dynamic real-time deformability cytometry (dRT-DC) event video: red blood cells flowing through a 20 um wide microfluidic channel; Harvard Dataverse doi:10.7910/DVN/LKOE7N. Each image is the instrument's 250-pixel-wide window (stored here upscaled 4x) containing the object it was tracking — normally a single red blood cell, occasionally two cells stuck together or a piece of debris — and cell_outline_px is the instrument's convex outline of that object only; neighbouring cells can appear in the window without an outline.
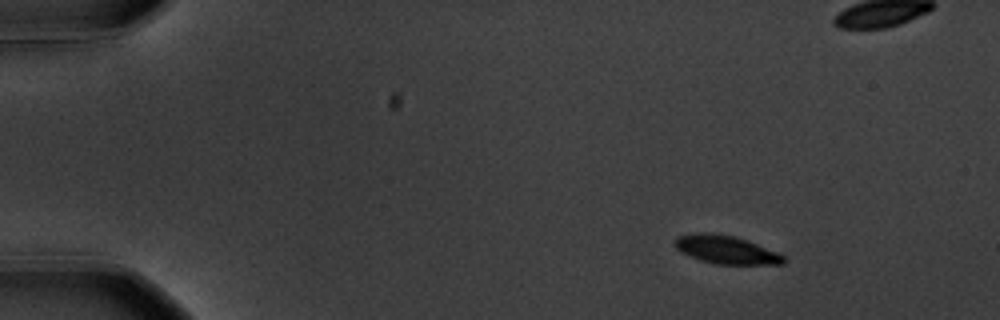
{"species": "common noctule bat (a hibernating species)", "species_latin": "Nyctalus noctula", "temperature_condition": "warm", "stored_images_in_passage": 52, "camera_frame_rate_fps": 3000, "um_per_image_px": 0.085, "animal": {"sex": "male", "body_mass_g": 20.1, "forearm_length_mm": 53.5}, "frame": {"image": 1, "passage_image": 1, "time_ms": 0.0, "image_size_px": [1000, 320], "cell_outline_px": [[784, 264], [716, 264], [700, 260], [680, 252], [676, 248], [676, 236], [696, 232], [704, 232], [732, 236], [748, 240], [776, 252], [784, 256]], "centroid_in_image_um": [61.68, 21.22], "position_along_channel_um": 23.3, "area_um2": 17.69}}
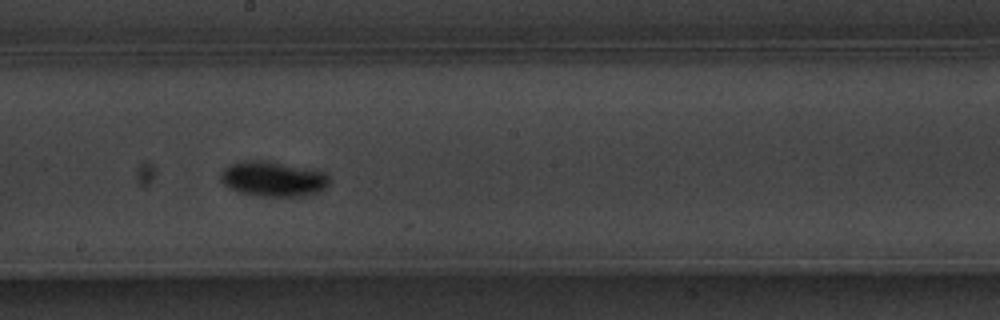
{"frame": {"image": 2, "passage_image": 26, "time_ms": 8.333, "image_size_px": [1000, 320], "cell_outline_px": [[328, 184], [324, 188], [312, 192], [296, 196], [260, 196], [240, 192], [224, 184], [220, 180], [220, 176], [224, 168], [228, 164], [248, 160], [268, 160], [320, 172], [328, 176]], "centroid_in_image_um": [23.12, 15.19], "position_along_channel_um": 225.1, "area_um2": 21.56}}
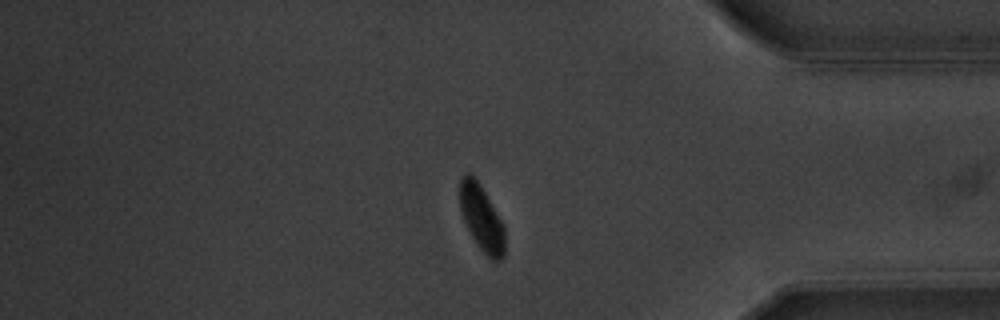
{"frame": {"image": 3, "passage_image": 42, "time_ms": 13.667, "image_size_px": [1000, 320], "cell_outline_px": [[504, 256], [500, 260], [492, 260], [476, 244], [460, 212], [460, 176], [464, 172], [468, 172], [480, 184], [504, 224]], "centroid_in_image_um": [40.93, 18.51], "position_along_channel_um": 394.3, "area_um2": 17.17}, "authors_computed_cell_mechanics": {"area_um2": 18.8717, "velocity_mm_per_s": 3.5541, "shape_relaxation_time_tau1_ms": 5.9401, "shape_relaxation_time_tau2_ms": null, "deformation_change_tau1": 0.2445, "deformation_change_tau2": null}}